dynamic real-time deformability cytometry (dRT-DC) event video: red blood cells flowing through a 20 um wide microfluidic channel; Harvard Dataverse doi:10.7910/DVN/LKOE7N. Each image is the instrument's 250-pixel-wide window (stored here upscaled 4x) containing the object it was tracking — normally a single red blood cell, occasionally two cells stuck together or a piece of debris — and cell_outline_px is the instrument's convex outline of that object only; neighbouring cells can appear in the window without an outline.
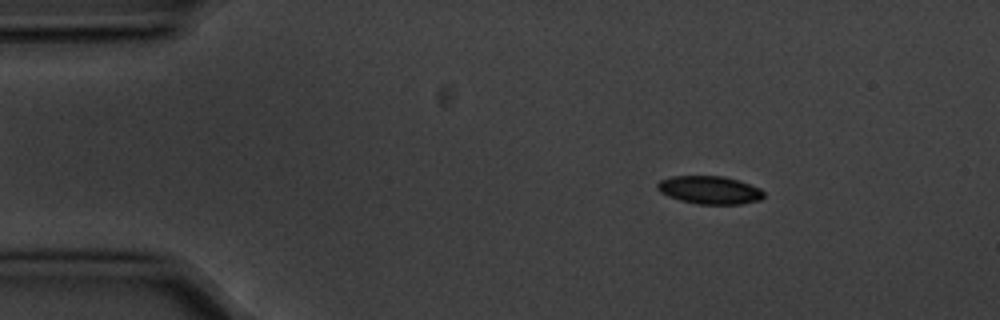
{"species": "common noctule bat (a hibernating species)", "species_latin": "Nyctalus noctula", "temperature_condition": "cold", "stored_images_in_passage": 3, "camera_frame_rate_fps": 3000, "um_per_image_px": 0.085, "animal": {"sex": "male", "body_mass_g": 20.1, "forearm_length_mm": 53.5}, "frame": {"image": 1, "passage_image": 1, "time_ms": 0.0, "image_size_px": [1000, 320], "cell_outline_px": [[764, 196], [760, 200], [744, 204], [696, 204], [680, 200], [668, 196], [660, 192], [656, 188], [656, 184], [660, 180], [672, 176], [724, 176], [760, 188], [764, 192]], "centroid_in_image_um": [60.3, 16.16], "position_along_channel_um": 24.7, "area_um2": 17.4}}